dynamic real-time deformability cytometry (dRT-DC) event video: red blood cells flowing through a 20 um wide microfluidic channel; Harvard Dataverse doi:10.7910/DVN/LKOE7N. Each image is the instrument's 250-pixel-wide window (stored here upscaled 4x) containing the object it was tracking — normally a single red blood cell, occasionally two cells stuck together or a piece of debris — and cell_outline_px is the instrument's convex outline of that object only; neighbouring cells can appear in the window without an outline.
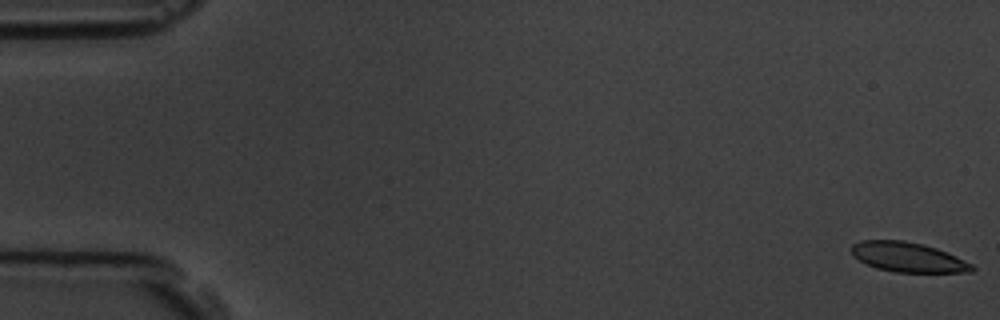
{"species": "common noctule bat (a hibernating species)", "species_latin": "Nyctalus noctula", "temperature_condition": "room temperature", "stored_images_in_passage": 9, "camera_frame_rate_fps": 3000, "um_per_image_px": 0.085, "animal": {"sex": "male", "body_mass_g": 19.5, "forearm_length_mm": 54.6}, "frame": {"image": 1, "passage_image": 1, "time_ms": 0.0, "image_size_px": [1000, 320], "cell_outline_px": [[976, 268], [972, 272], [896, 272], [876, 268], [852, 256], [852, 244], [860, 240], [904, 240], [924, 244], [936, 248], [956, 256], [972, 264]], "centroid_in_image_um": [77.18, 21.85], "position_along_channel_um": 7.8, "area_um2": 20.87}}
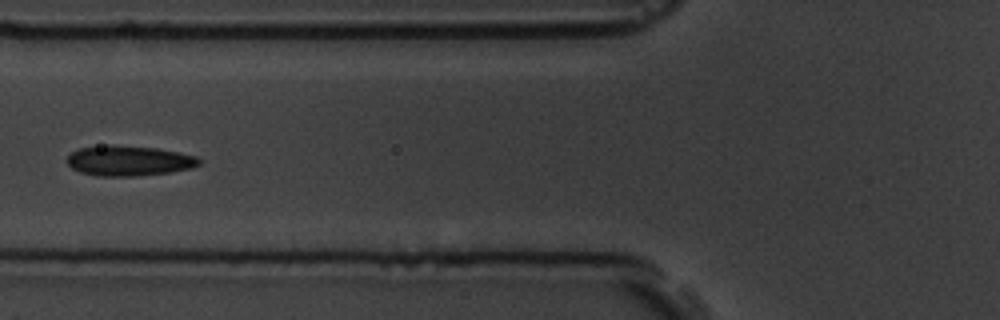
{"frame": {"image": 2, "passage_image": 7, "time_ms": 7.0, "image_size_px": [1000, 320], "cell_outline_px": [[200, 164], [192, 168], [172, 172], [136, 176], [96, 176], [80, 172], [72, 168], [68, 164], [68, 156], [72, 152], [80, 148], [108, 144], [112, 144], [156, 148], [180, 152], [196, 156], [200, 160]], "centroid_in_image_um": [10.97, 13.66], "position_along_channel_um": 114.8, "area_um2": 23.41}}
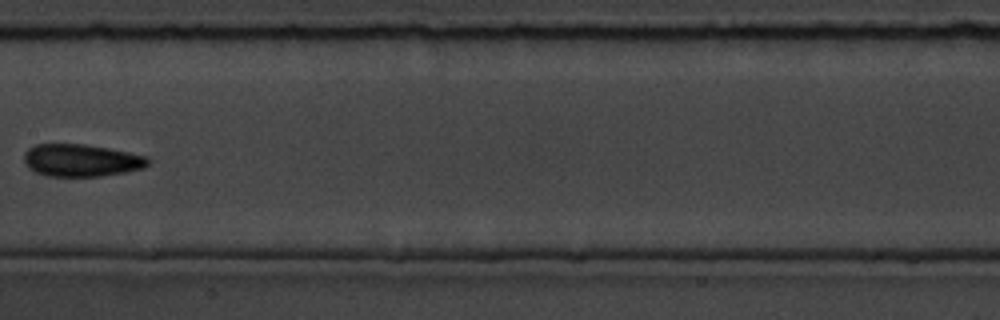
{"frame": {"image": 3, "passage_image": 9, "time_ms": 9.333, "image_size_px": [1000, 320], "cell_outline_px": [[152, 160], [144, 168], [124, 172], [100, 176], [48, 176], [36, 172], [28, 168], [24, 164], [24, 152], [28, 148], [36, 144], [84, 144], [108, 148], [148, 156]], "centroid_in_image_um": [6.91, 13.62], "position_along_channel_um": 200.5, "area_um2": 23.52}}